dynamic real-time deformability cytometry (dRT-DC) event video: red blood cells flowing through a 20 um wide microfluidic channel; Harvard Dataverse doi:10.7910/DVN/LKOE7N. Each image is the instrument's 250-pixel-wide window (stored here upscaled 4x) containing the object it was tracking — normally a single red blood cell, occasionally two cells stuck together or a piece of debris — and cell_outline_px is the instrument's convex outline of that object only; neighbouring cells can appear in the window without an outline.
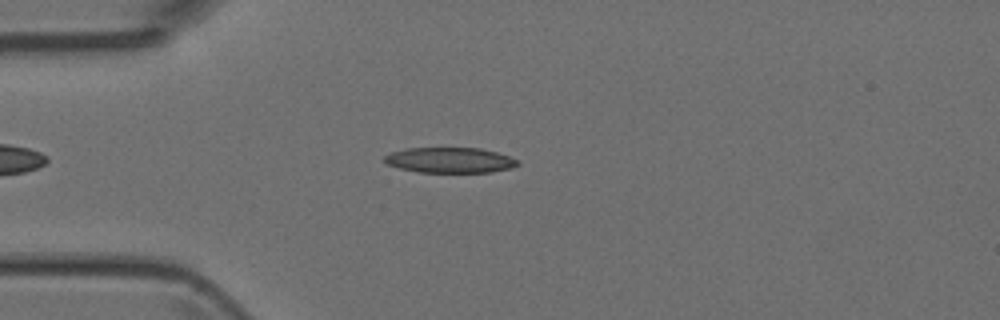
{"species": "Egyptian fruit bat (a non-hibernating species)", "species_latin": "Rousettus aegyptiacus", "temperature_condition": "room temperature", "stored_images_in_passage": 2, "camera_frame_rate_fps": 3000, "um_per_image_px": 0.085, "animal": {"sex": "female"}, "frame": {"image": 1, "passage_image": 2, "time_ms": 1.0, "image_size_px": [1000, 320], "cell_outline_px": [[520, 164], [512, 168], [492, 172], [420, 172], [400, 168], [388, 164], [384, 160], [384, 156], [392, 152], [408, 148], [480, 148], [496, 152], [520, 160]], "centroid_in_image_um": [38.29, 13.61], "position_along_channel_um": 46.7, "area_um2": 19.65}}